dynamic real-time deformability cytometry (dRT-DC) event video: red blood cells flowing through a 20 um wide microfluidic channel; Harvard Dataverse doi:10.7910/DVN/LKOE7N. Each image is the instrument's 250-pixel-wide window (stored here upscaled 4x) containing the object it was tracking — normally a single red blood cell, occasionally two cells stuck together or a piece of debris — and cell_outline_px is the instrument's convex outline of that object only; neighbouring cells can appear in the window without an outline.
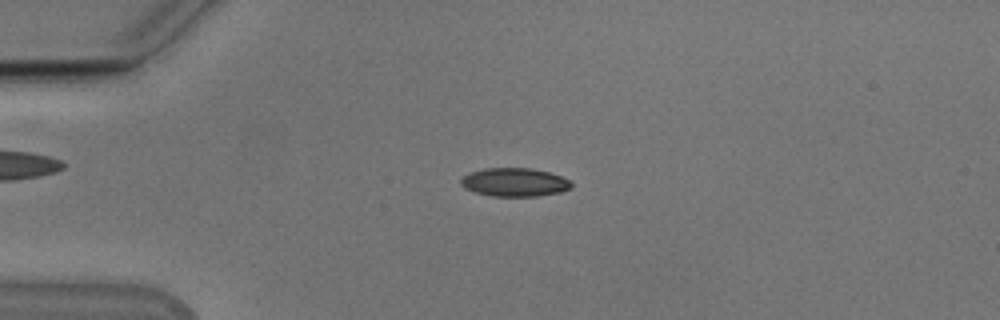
{"species": "Egyptian fruit bat (a non-hibernating species)", "species_latin": "Rousettus aegyptiacus", "temperature_condition": "cold", "stored_images_in_passage": 53, "camera_frame_rate_fps": 3000, "um_per_image_px": 0.085, "animal": {"sex": "male"}, "frame": {"image": 1, "passage_image": 13, "time_ms": 4.0, "image_size_px": [1000, 320], "cell_outline_px": [[572, 188], [560, 192], [536, 196], [492, 196], [476, 192], [464, 188], [460, 184], [460, 180], [464, 176], [472, 172], [484, 168], [528, 168], [548, 172], [572, 180]], "centroid_in_image_um": [43.75, 15.49], "position_along_channel_um": 41.2, "area_um2": 18.26}}
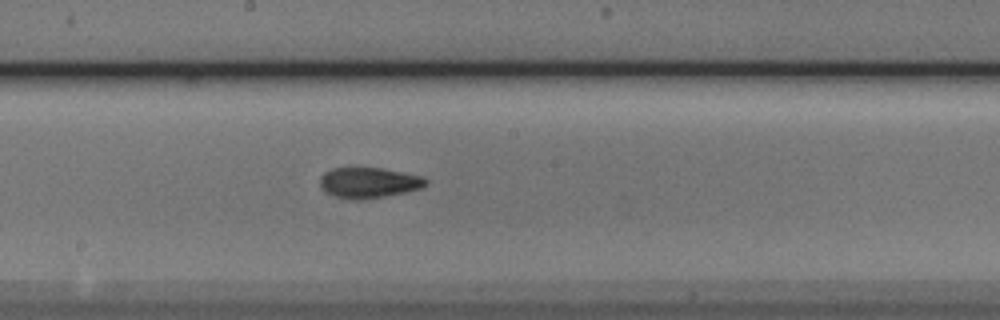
{"frame": {"image": 2, "passage_image": 29, "time_ms": 9.333, "image_size_px": [1000, 320], "cell_outline_px": [[428, 184], [424, 188], [364, 200], [352, 200], [332, 196], [324, 192], [320, 188], [320, 176], [324, 172], [332, 168], [384, 168], [424, 176], [428, 180]], "centroid_in_image_um": [31.35, 15.53], "position_along_channel_um": 216.9, "area_um2": 19.31}}
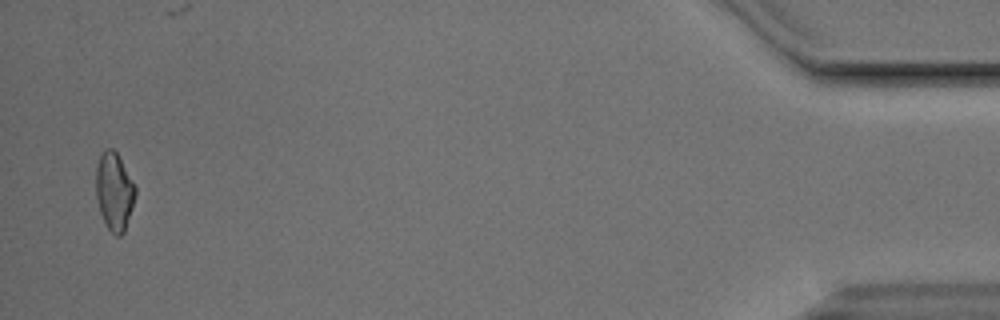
{"frame": {"image": 3, "passage_image": 52, "time_ms": 17.0, "image_size_px": [1000, 320], "cell_outline_px": [[136, 196], [124, 232], [120, 236], [116, 236], [108, 228], [100, 212], [96, 196], [96, 168], [100, 156], [104, 148], [112, 148], [116, 152], [136, 188]], "centroid_in_image_um": [9.71, 16.27], "position_along_channel_um": 425.5, "area_um2": 17.63}, "authors_computed_cell_mechanics": {"area_um2": 17.918, "velocity_mm_per_s": 3.8478, "shape_relaxation_time_tau1_ms": 8.2559, "shape_relaxation_time_tau2_ms": 2.4243, "deformation_change_tau1": 0.1723, "deformation_change_tau2": 0.0863}}